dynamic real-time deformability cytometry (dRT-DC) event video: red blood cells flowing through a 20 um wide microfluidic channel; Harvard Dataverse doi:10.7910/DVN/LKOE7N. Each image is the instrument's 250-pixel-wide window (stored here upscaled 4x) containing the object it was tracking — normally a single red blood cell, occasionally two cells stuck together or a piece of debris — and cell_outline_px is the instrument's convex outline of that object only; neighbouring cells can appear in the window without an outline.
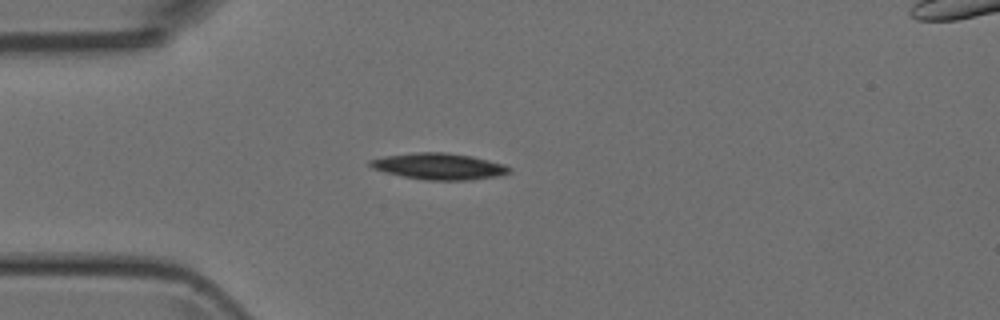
{"species": "Egyptian fruit bat (a non-hibernating species)", "species_latin": "Rousettus aegyptiacus", "temperature_condition": "room temperature", "stored_images_in_passage": 3, "camera_frame_rate_fps": 3000, "um_per_image_px": 0.085, "animal": {"sex": "female"}, "frame": {"image": 1, "passage_image": 3, "time_ms": 2.0, "image_size_px": [1000, 320], "cell_outline_px": [[512, 172], [500, 176], [468, 180], [428, 180], [404, 176], [384, 172], [372, 168], [368, 164], [368, 160], [384, 156], [412, 152], [444, 152], [472, 156], [504, 164], [512, 168]], "centroid_in_image_um": [37.33, 14.13], "position_along_channel_um": 47.7, "area_um2": 21.5}}